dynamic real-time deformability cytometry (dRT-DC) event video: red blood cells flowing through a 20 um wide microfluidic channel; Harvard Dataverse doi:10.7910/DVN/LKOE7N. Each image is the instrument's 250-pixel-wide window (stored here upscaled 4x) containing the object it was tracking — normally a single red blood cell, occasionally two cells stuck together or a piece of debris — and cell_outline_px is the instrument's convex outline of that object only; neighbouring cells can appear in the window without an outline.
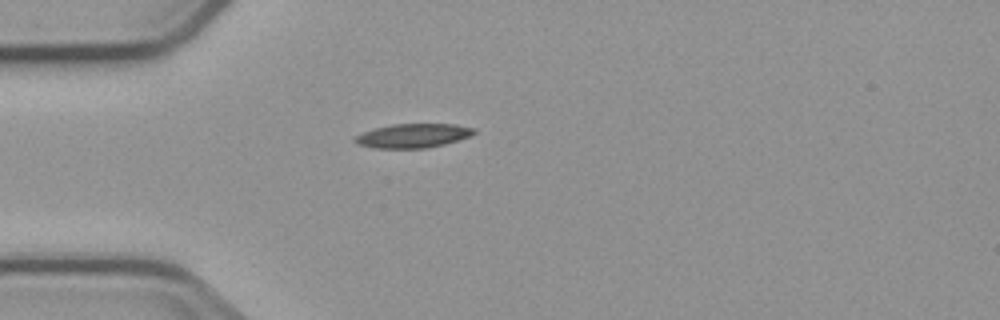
{"species": "common noctule bat (a hibernating species)", "species_latin": "Nyctalus noctula", "temperature_condition": "cold", "stored_images_in_passage": 1, "camera_frame_rate_fps": 3000, "um_per_image_px": 0.085, "animal": {"sex": "male", "body_mass_g": 23.1, "forearm_length_mm": 52.7}, "frame": {"image": 1, "passage_image": 1, "time_ms": 0.0, "image_size_px": [1000, 320], "cell_outline_px": [[476, 132], [468, 136], [444, 144], [428, 148], [372, 148], [356, 144], [352, 140], [356, 136], [364, 132], [376, 128], [392, 124], [452, 124], [476, 128]], "centroid_in_image_um": [35.07, 11.54], "position_along_channel_um": 49.9, "area_um2": 16.59}}